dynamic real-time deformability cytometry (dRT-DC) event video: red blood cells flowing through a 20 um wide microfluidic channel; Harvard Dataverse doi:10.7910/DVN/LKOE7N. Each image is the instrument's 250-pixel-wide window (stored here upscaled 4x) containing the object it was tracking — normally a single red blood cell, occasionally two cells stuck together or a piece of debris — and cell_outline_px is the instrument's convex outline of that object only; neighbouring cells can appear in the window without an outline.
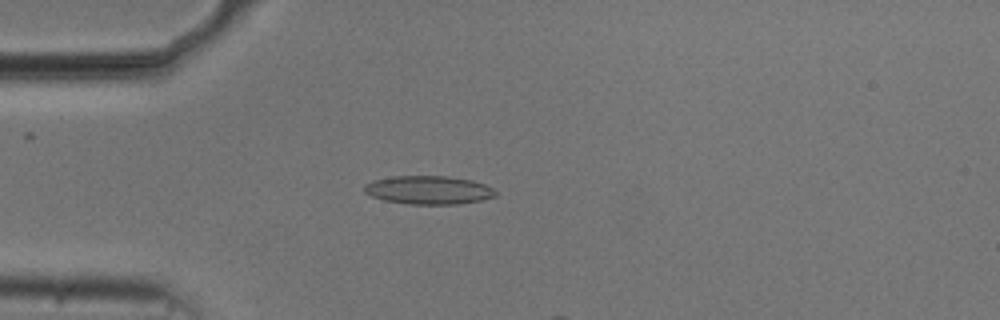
{"species": "common noctule bat (a hibernating species)", "species_latin": "Nyctalus noctula", "temperature_condition": "cold", "stored_images_in_passage": 3, "camera_frame_rate_fps": 3000, "um_per_image_px": 0.085, "animal": {"sex": "male", "body_mass_g": 20.5, "forearm_length_mm": 52.5}, "frame": {"image": 1, "passage_image": 1, "time_ms": 0.0, "image_size_px": [1000, 320], "cell_outline_px": [[496, 196], [480, 200], [456, 204], [408, 204], [384, 200], [372, 196], [364, 192], [364, 184], [372, 180], [392, 176], [448, 176], [472, 180], [484, 184], [492, 188], [496, 192]], "centroid_in_image_um": [36.4, 16.14], "position_along_channel_um": 48.6, "area_um2": 21.73}}